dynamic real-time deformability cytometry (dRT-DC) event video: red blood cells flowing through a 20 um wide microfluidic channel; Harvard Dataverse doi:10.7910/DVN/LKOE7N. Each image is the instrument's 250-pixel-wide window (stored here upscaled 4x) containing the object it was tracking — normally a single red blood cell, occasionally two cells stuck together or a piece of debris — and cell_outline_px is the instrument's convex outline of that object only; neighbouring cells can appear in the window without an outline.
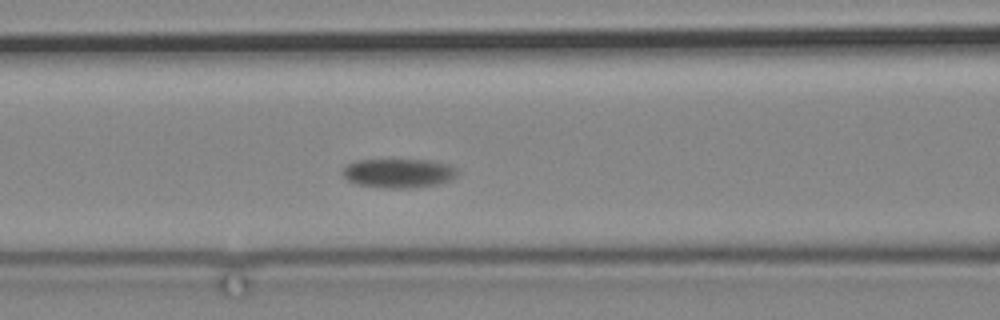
{"species": "common noctule bat (a hibernating species)", "species_latin": "Nyctalus noctula", "temperature_condition": "cold", "stored_images_in_passage": 3, "camera_frame_rate_fps": 3000, "um_per_image_px": 0.085, "animal": {"sex": "male", "body_mass_g": 19.2, "forearm_length_mm": 51.8}, "frame": {"image": 1, "passage_image": 3, "time_ms": 2.333, "image_size_px": [1000, 320], "cell_outline_px": [[456, 176], [448, 180], [436, 184], [412, 188], [384, 188], [356, 184], [348, 180], [340, 172], [348, 164], [356, 160], [428, 160], [448, 164], [456, 168]], "centroid_in_image_um": [33.84, 14.72], "position_along_channel_um": 132.8, "area_um2": 19.36}}